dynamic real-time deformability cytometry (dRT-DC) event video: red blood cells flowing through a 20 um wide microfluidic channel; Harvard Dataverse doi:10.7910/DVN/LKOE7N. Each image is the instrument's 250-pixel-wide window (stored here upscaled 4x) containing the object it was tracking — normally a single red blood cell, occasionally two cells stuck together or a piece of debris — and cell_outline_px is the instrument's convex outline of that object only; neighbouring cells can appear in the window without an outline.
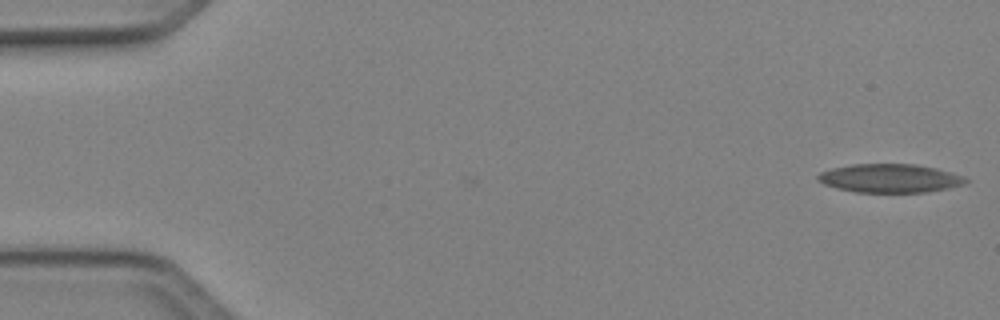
{"species": "Egyptian fruit bat (a non-hibernating species)", "species_latin": "Rousettus aegyptiacus", "temperature_condition": "cold", "stored_images_in_passage": 46, "camera_frame_rate_fps": 3000, "um_per_image_px": 0.085, "animal": {"sex": "female"}, "frame": {"image": 1, "passage_image": 1, "time_ms": 0.0, "image_size_px": [1000, 320], "cell_outline_px": [[968, 180], [964, 184], [948, 188], [928, 192], [856, 192], [836, 188], [824, 184], [816, 180], [816, 176], [820, 172], [832, 168], [852, 164], [916, 164], [936, 168], [952, 172], [964, 176]], "centroid_in_image_um": [75.63, 15.15], "position_along_channel_um": 9.4, "area_um2": 24.74}}
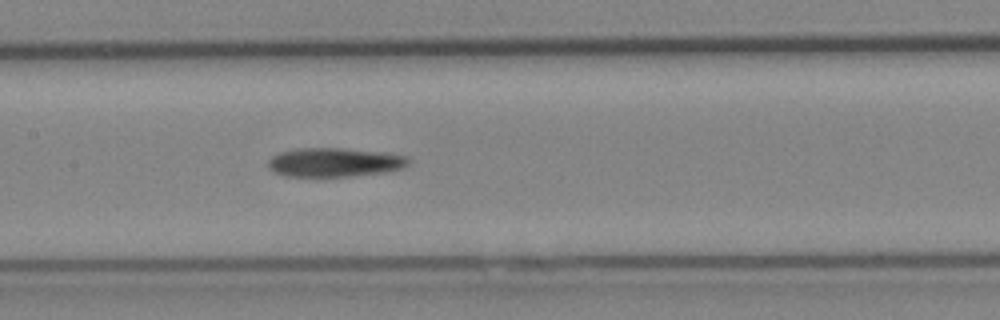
{"frame": {"image": 2, "passage_image": 24, "time_ms": 7.667, "image_size_px": [1000, 320], "cell_outline_px": [[408, 164], [404, 168], [388, 172], [352, 176], [284, 176], [268, 168], [268, 160], [272, 156], [280, 152], [296, 148], [340, 148], [380, 152], [408, 156]], "centroid_in_image_um": [28.43, 13.8], "position_along_channel_um": 179.0, "area_um2": 23.7}}
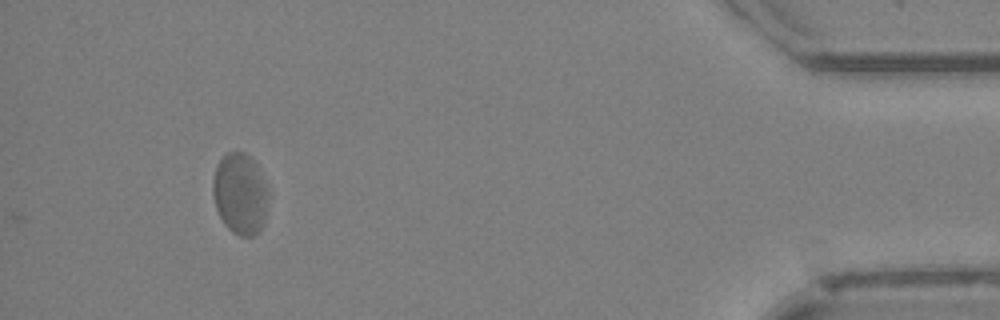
{"frame": {"image": 3, "passage_image": 46, "time_ms": 15.0, "image_size_px": [1000, 320], "cell_outline_px": [[268, 192], [264, 220], [260, 228], [252, 236], [240, 236], [232, 232], [224, 224], [216, 208], [212, 192], [212, 180], [216, 164], [220, 156], [224, 152], [244, 152], [256, 164], [268, 188]], "centroid_in_image_um": [20.37, 16.43], "position_along_channel_um": 414.8, "area_um2": 26.3}, "authors_computed_cell_mechanics": {"area_um2": 24.7095, "velocity_mm_per_s": 4.0828, "shape_relaxation_time_tau1_ms": null, "shape_relaxation_time_tau2_ms": 6.5605, "deformation_change_tau1": null, "deformation_change_tau2": 0.1439}}